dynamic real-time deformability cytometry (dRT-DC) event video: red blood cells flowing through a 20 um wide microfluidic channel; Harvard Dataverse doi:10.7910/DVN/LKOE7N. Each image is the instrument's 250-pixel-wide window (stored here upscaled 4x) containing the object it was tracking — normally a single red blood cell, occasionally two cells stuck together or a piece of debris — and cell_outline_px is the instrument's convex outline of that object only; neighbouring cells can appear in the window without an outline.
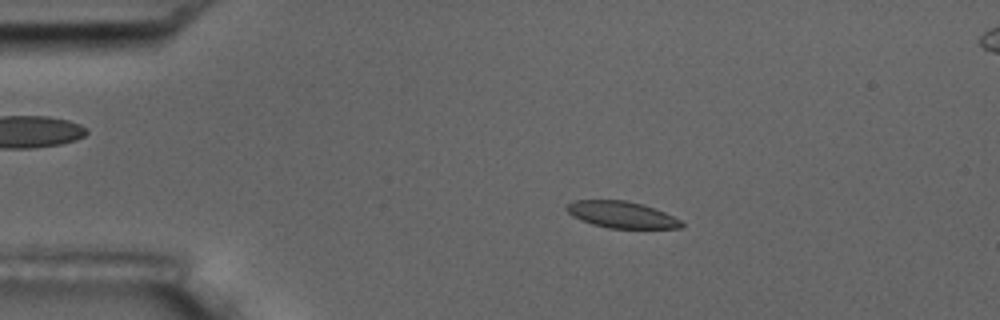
{"species": "common noctule bat (a hibernating species)", "species_latin": "Nyctalus noctula", "temperature_condition": "room temperature", "stored_images_in_passage": 17, "camera_frame_rate_fps": 3000, "um_per_image_px": 0.085, "animal": {"sex": "male", "body_mass_g": 17.5, "forearm_length_mm": 52.3}, "frame": {"image": 1, "passage_image": 3, "time_ms": 2.333, "image_size_px": [1000, 320], "cell_outline_px": [[684, 224], [680, 228], [608, 228], [592, 224], [580, 220], [572, 216], [564, 208], [572, 200], [628, 200], [644, 204], [664, 212], [680, 220]], "centroid_in_image_um": [52.8, 18.24], "position_along_channel_um": 32.2, "area_um2": 17.86}}
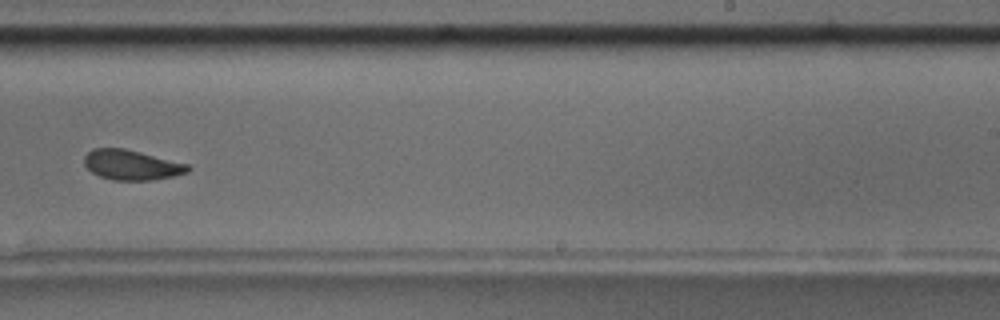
{"frame": {"image": 2, "passage_image": 10, "time_ms": 10.667, "image_size_px": [1000, 320], "cell_outline_px": [[192, 168], [188, 172], [172, 176], [152, 180], [112, 180], [100, 176], [92, 172], [84, 164], [84, 156], [92, 148], [124, 148], [188, 164]], "centroid_in_image_um": [11.17, 14.02], "position_along_channel_um": 277.8, "area_um2": 18.03}}
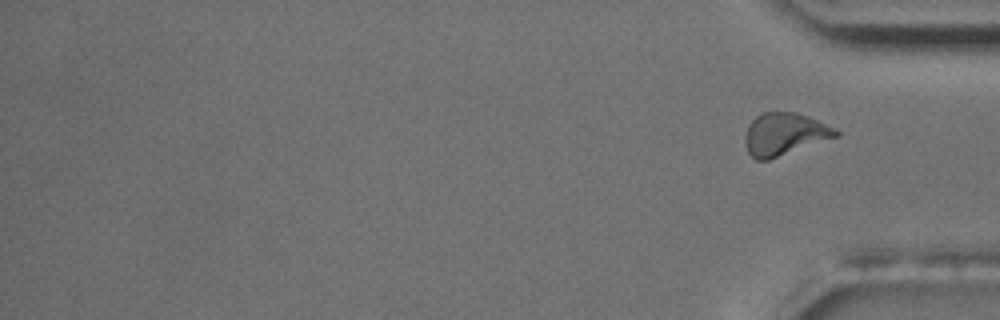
{"frame": {"image": 3, "passage_image": 17, "time_ms": 18.667, "image_size_px": [1000, 320], "cell_outline_px": [[840, 132], [836, 136], [768, 160], [756, 160], [748, 152], [744, 144], [744, 136], [748, 124], [760, 112], [796, 112], [808, 116], [836, 128]], "centroid_in_image_um": [66.63, 11.38], "position_along_channel_um": 368.6, "area_um2": 22.31}, "authors_computed_cell_mechanics": {"area_um2": 18.7272, "velocity_mm_per_s": 3.5288, "shape_relaxation_time_tau1_ms": 3.5534, "shape_relaxation_time_tau2_ms": 0.5179, "deformation_change_tau1": 0.091, "deformation_change_tau2": 0.0447}}